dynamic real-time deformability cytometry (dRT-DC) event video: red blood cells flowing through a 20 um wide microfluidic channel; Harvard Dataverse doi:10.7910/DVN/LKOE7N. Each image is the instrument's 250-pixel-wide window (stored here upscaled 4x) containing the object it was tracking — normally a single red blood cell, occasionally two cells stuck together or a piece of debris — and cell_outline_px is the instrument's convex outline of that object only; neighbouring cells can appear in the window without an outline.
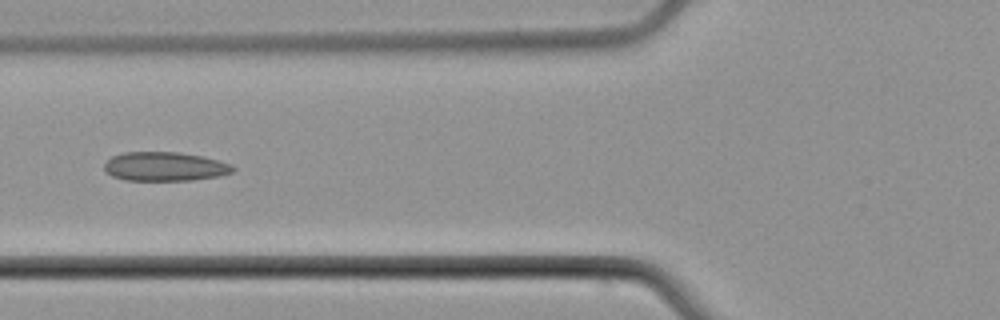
{"species": "common noctule bat (a hibernating species)", "species_latin": "Nyctalus noctula", "temperature_condition": "cold", "stored_images_in_passage": 5, "camera_frame_rate_fps": 3000, "um_per_image_px": 0.085, "animal": {"sex": "male", "body_mass_g": 21.5, "forearm_length_mm": 52.0}, "frame": {"image": 1, "passage_image": 3, "time_ms": 2.667, "image_size_px": [1000, 320], "cell_outline_px": [[236, 168], [232, 172], [220, 176], [192, 180], [124, 180], [112, 176], [104, 168], [104, 164], [112, 156], [124, 152], [180, 152], [204, 156], [232, 164]], "centroid_in_image_um": [14.04, 14.15], "position_along_channel_um": 111.8, "area_um2": 21.85}}
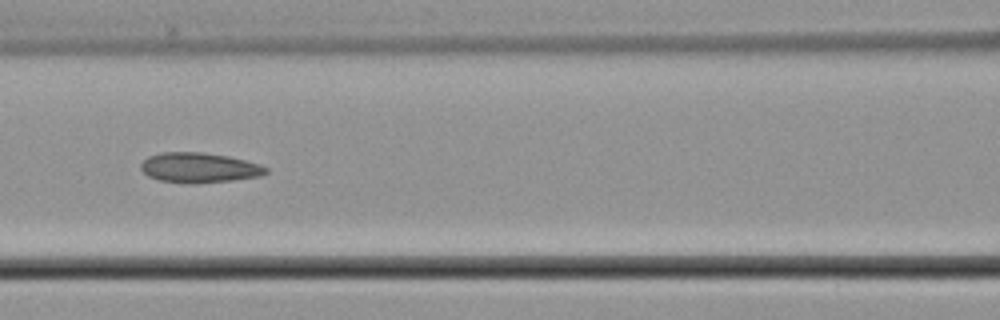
{"frame": {"image": 2, "passage_image": 4, "time_ms": 3.667, "image_size_px": [1000, 320], "cell_outline_px": [[268, 172], [260, 176], [232, 180], [196, 184], [188, 184], [160, 180], [148, 176], [140, 168], [140, 164], [148, 156], [160, 152], [200, 152], [228, 156], [260, 164], [268, 168]], "centroid_in_image_um": [16.91, 14.26], "position_along_channel_um": 149.7, "area_um2": 21.96}}
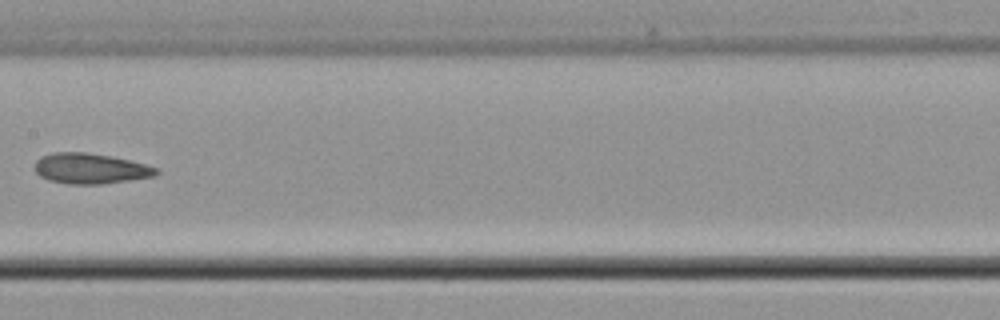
{"frame": {"image": 3, "passage_image": 5, "time_ms": 5.0, "image_size_px": [1000, 320], "cell_outline_px": [[160, 172], [156, 176], [100, 184], [68, 184], [48, 180], [40, 176], [36, 172], [36, 160], [40, 156], [52, 152], [84, 152], [112, 156], [160, 168]], "centroid_in_image_um": [7.69, 14.32], "position_along_channel_um": 199.7, "area_um2": 21.62}}